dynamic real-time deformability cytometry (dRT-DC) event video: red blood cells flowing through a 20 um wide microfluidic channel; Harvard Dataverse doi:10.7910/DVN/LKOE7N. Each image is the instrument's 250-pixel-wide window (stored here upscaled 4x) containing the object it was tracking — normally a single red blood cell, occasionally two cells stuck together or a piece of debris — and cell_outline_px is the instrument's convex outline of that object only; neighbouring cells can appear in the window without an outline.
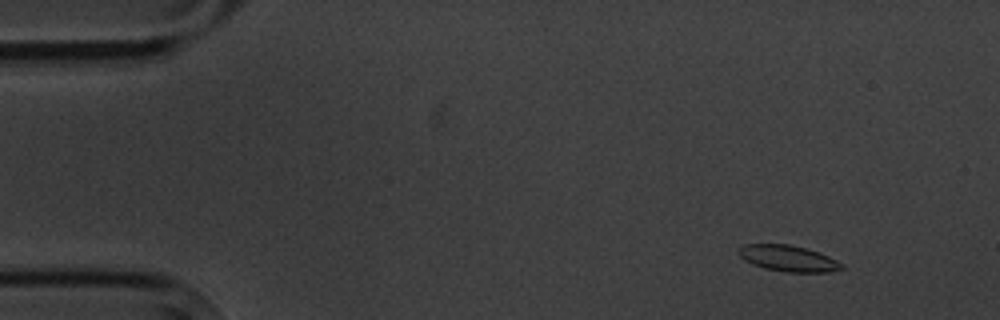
{"species": "common noctule bat (a hibernating species)", "species_latin": "Nyctalus noctula", "temperature_condition": "cold", "stored_images_in_passage": 6, "camera_frame_rate_fps": 3000, "um_per_image_px": 0.085, "animal": {"sex": "male", "body_mass_g": 20.1, "forearm_length_mm": 53.5}, "frame": {"image": 1, "passage_image": 2, "time_ms": 1.333, "image_size_px": [1000, 320], "cell_outline_px": [[844, 268], [828, 272], [788, 272], [764, 268], [752, 264], [744, 260], [736, 252], [736, 248], [744, 244], [788, 244], [820, 252], [844, 264]], "centroid_in_image_um": [66.96, 21.95], "position_along_channel_um": 18.0, "area_um2": 15.78}}
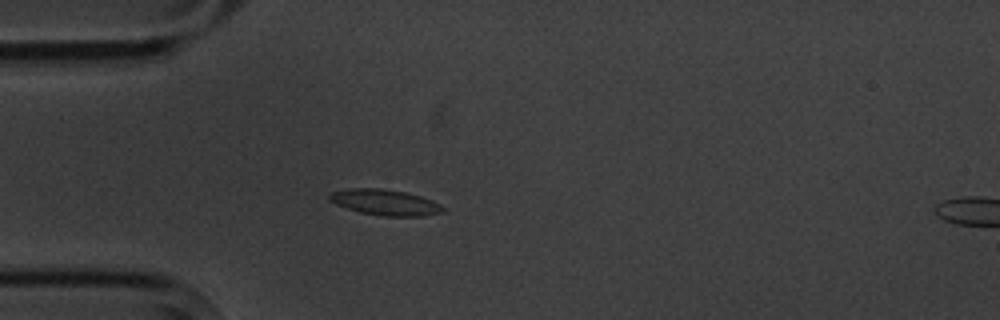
{"frame": {"image": 2, "passage_image": 5, "time_ms": 4.667, "image_size_px": [1000, 320], "cell_outline_px": [[444, 212], [424, 216], [380, 216], [360, 212], [336, 204], [328, 200], [328, 196], [332, 192], [348, 188], [380, 188], [404, 192], [420, 196], [432, 200], [440, 204], [444, 208]], "centroid_in_image_um": [32.73, 17.2], "position_along_channel_um": 52.3, "area_um2": 17.05}}